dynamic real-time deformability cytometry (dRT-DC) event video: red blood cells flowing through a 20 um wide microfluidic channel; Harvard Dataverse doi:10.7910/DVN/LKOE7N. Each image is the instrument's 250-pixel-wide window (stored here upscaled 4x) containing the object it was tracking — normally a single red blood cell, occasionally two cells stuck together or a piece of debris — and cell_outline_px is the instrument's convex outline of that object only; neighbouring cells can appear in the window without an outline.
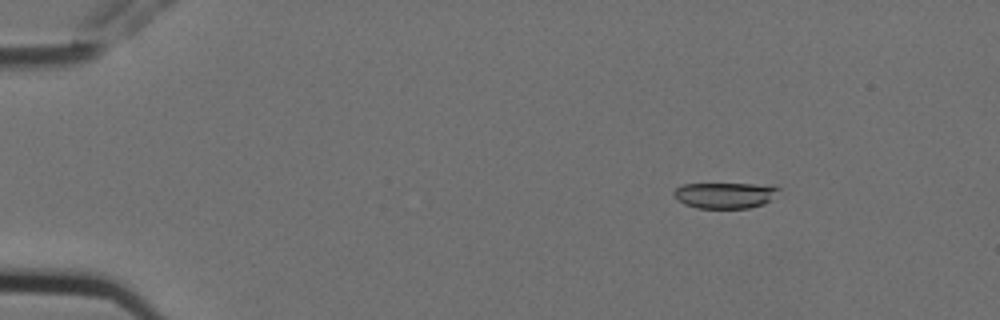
{"species": "Egyptian fruit bat (a non-hibernating species)", "species_latin": "Rousettus aegyptiacus", "temperature_condition": "cold", "stored_images_in_passage": 8, "camera_frame_rate_fps": 3000, "um_per_image_px": 0.085, "animal": {"sex": "female"}, "frame": {"image": 1, "passage_image": 2, "time_ms": 0.333, "image_size_px": [1000, 320], "cell_outline_px": [[780, 188], [764, 204], [748, 208], [696, 208], [684, 204], [672, 192], [680, 184], [772, 184]], "centroid_in_image_um": [61.61, 16.59], "position_along_channel_um": 23.4, "area_um2": 15.72}}
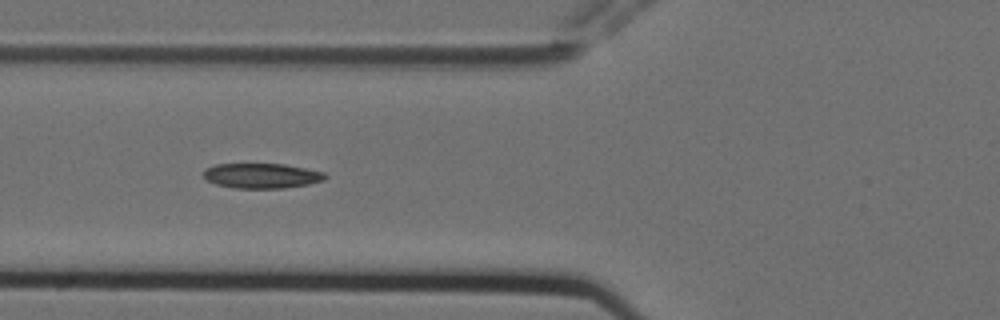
{"frame": {"image": 2, "passage_image": 6, "time_ms": 1.667, "image_size_px": [1000, 320], "cell_outline_px": [[328, 176], [324, 180], [308, 184], [284, 188], [236, 188], [216, 184], [208, 180], [204, 176], [204, 172], [208, 168], [216, 164], [284, 164], [324, 172]], "centroid_in_image_um": [22.28, 14.94], "position_along_channel_um": 103.5, "area_um2": 17.51}}
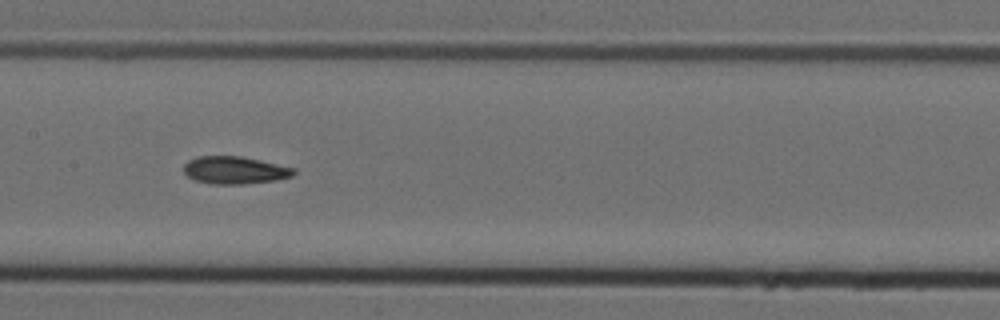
{"frame": {"image": 3, "passage_image": 8, "time_ms": 2.333, "image_size_px": [1000, 320], "cell_outline_px": [[296, 172], [292, 176], [276, 180], [244, 184], [212, 184], [192, 180], [184, 172], [184, 164], [188, 160], [196, 156], [240, 156], [260, 160], [296, 168]], "centroid_in_image_um": [19.94, 14.46], "position_along_channel_um": 187.5, "area_um2": 17.8}}